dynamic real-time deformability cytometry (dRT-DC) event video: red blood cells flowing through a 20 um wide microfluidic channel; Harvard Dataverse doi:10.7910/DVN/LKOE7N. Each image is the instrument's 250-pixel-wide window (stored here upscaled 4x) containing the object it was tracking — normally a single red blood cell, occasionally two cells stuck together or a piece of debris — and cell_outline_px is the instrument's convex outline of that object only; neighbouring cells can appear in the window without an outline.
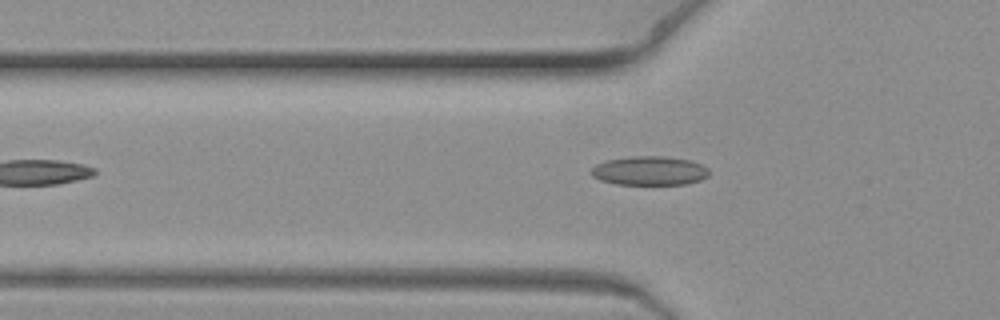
{"species": "common noctule bat (a hibernating species)", "species_latin": "Nyctalus noctula", "temperature_condition": "warm", "stored_images_in_passage": 6, "camera_frame_rate_fps": 3000, "um_per_image_px": 0.085, "animal": {"sex": "female", "body_mass_g": 19.3, "forearm_length_mm": 54.1}, "frame": {"image": 1, "passage_image": 6, "time_ms": 1.667, "image_size_px": [1000, 320], "cell_outline_px": [[708, 176], [700, 180], [684, 184], [616, 184], [600, 180], [592, 176], [592, 168], [596, 164], [608, 160], [632, 156], [664, 156], [688, 160], [700, 164], [708, 168]], "centroid_in_image_um": [55.2, 14.51], "position_along_channel_um": 70.6, "area_um2": 19.71}}